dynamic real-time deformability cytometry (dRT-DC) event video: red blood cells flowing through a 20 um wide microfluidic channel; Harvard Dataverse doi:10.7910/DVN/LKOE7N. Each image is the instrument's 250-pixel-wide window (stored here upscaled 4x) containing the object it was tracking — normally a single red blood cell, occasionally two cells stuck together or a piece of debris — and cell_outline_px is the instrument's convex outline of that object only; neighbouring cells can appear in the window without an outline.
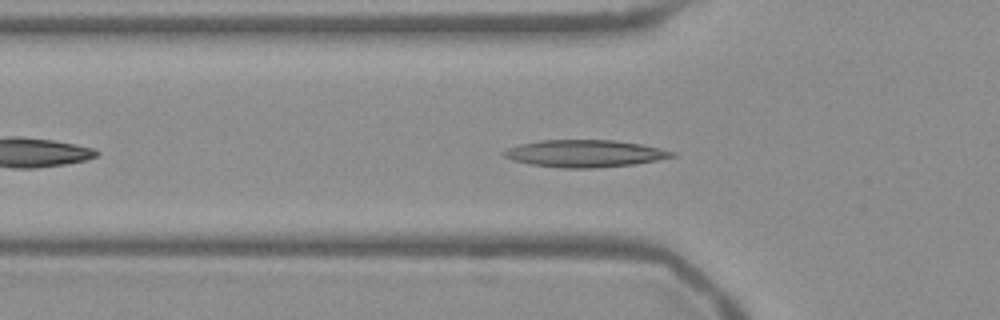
{"species": "Egyptian fruit bat (a non-hibernating species)", "species_latin": "Rousettus aegyptiacus", "temperature_condition": "warm", "stored_images_in_passage": 45, "camera_frame_rate_fps": 3000, "um_per_image_px": 0.085, "frame": {"image": 1, "passage_image": 9, "time_ms": 2.667, "image_size_px": [1000, 320], "cell_outline_px": [[676, 156], [656, 160], [632, 164], [592, 168], [560, 168], [532, 164], [512, 160], [504, 156], [500, 152], [508, 148], [520, 144], [540, 140], [616, 140], [640, 144], [660, 148], [676, 152]], "centroid_in_image_um": [49.69, 13.04], "position_along_channel_um": 76.1, "area_um2": 26.53}}
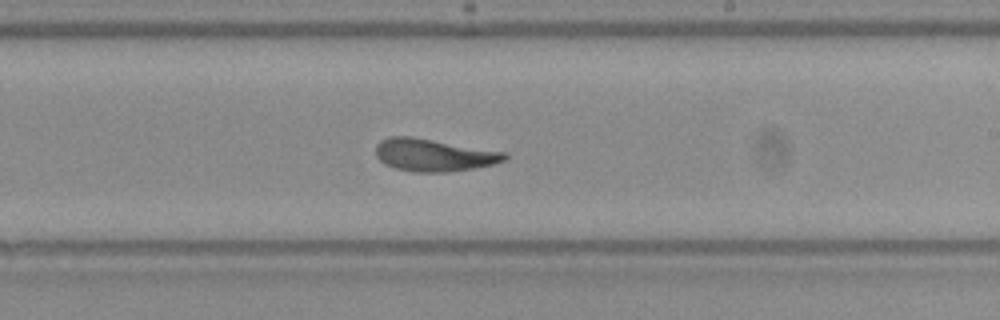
{"frame": {"image": 2, "passage_image": 23, "time_ms": 7.333, "image_size_px": [1000, 320], "cell_outline_px": [[508, 156], [504, 160], [492, 164], [472, 168], [448, 172], [416, 172], [396, 168], [384, 164], [376, 156], [376, 144], [380, 140], [388, 136], [412, 136], [508, 152]], "centroid_in_image_um": [36.85, 13.16], "position_along_channel_um": 252.1, "area_um2": 24.51}}
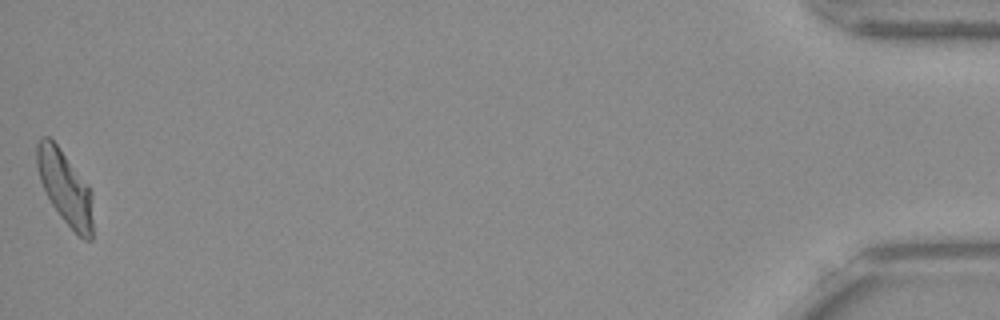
{"frame": {"image": 3, "passage_image": 45, "time_ms": 14.667, "image_size_px": [1000, 320], "cell_outline_px": [[92, 240], [84, 240], [60, 216], [52, 204], [40, 180], [36, 164], [36, 144], [40, 136], [48, 136], [56, 144], [88, 184], [92, 192]], "centroid_in_image_um": [5.53, 15.92], "position_along_channel_um": 429.7, "area_um2": 23.81}, "authors_computed_cell_mechanics": {"area_um2": 24.4494, "velocity_mm_per_s": 3.755, "shape_relaxation_time_tau1_ms": 8.9025, "shape_relaxation_time_tau2_ms": 2.4223, "deformation_change_tau1": 0.2391, "deformation_change_tau2": 0.1045}}